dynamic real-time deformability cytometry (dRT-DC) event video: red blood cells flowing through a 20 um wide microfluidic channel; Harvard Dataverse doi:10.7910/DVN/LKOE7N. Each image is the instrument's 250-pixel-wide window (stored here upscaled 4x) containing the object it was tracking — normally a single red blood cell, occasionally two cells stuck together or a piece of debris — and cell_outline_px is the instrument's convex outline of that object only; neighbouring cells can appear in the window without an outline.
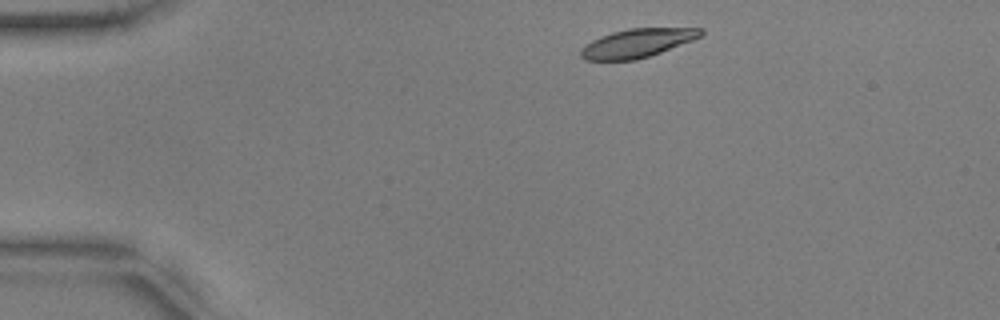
{"species": "common noctule bat (a hibernating species)", "species_latin": "Nyctalus noctula", "temperature_condition": "warm", "stored_images_in_passage": 47, "camera_frame_rate_fps": 3000, "um_per_image_px": 0.085, "animal": {"sex": "male", "body_mass_g": 17.9, "forearm_length_mm": 54.2}, "frame": {"image": 1, "passage_image": 3, "time_ms": 0.667, "image_size_px": [1000, 320], "cell_outline_px": [[704, 32], [700, 36], [692, 40], [660, 52], [636, 60], [584, 60], [580, 56], [580, 48], [584, 44], [600, 36], [612, 32], [628, 28], [704, 28]], "centroid_in_image_um": [54.11, 3.66], "position_along_channel_um": 30.9, "area_um2": 20.0}}
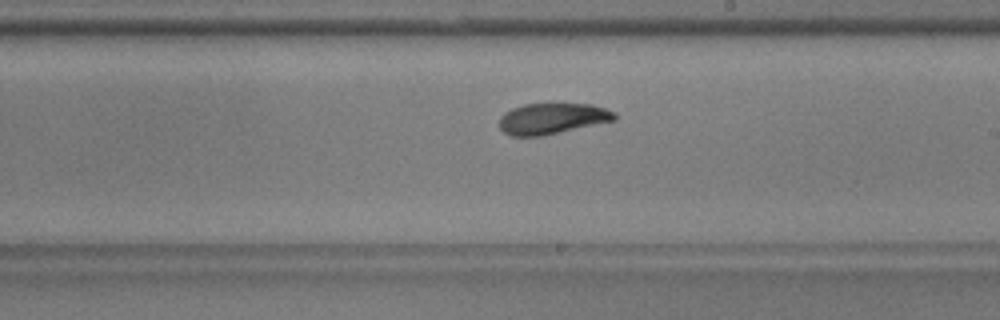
{"frame": {"image": 2, "passage_image": 25, "time_ms": 8.0, "image_size_px": [1000, 320], "cell_outline_px": [[616, 120], [544, 136], [512, 136], [504, 132], [500, 128], [500, 116], [504, 112], [512, 108], [524, 104], [556, 100], [592, 104], [616, 112]], "centroid_in_image_um": [46.96, 10.02], "position_along_channel_um": 242.0, "area_um2": 21.85}}
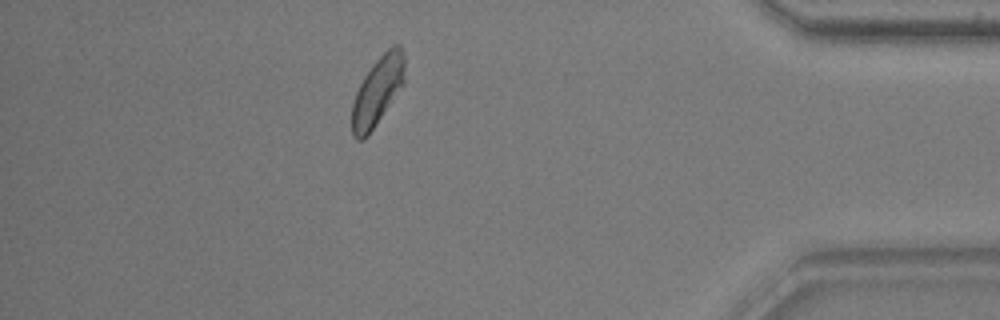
{"frame": {"image": 3, "passage_image": 41, "time_ms": 13.333, "image_size_px": [1000, 320], "cell_outline_px": [[404, 80], [368, 136], [364, 140], [356, 140], [352, 136], [352, 104], [356, 92], [364, 76], [372, 64], [392, 44], [400, 44], [404, 56]], "centroid_in_image_um": [32.06, 7.73], "position_along_channel_um": 403.1, "area_um2": 20.63}, "authors_computed_cell_mechanics": {"area_um2": 21.2126, "velocity_mm_per_s": 3.7183, "shape_relaxation_time_tau1_ms": 2.5532, "shape_relaxation_time_tau2_ms": 3.6029, "deformation_change_tau1": 0.1112, "deformation_change_tau2": 0.073}}